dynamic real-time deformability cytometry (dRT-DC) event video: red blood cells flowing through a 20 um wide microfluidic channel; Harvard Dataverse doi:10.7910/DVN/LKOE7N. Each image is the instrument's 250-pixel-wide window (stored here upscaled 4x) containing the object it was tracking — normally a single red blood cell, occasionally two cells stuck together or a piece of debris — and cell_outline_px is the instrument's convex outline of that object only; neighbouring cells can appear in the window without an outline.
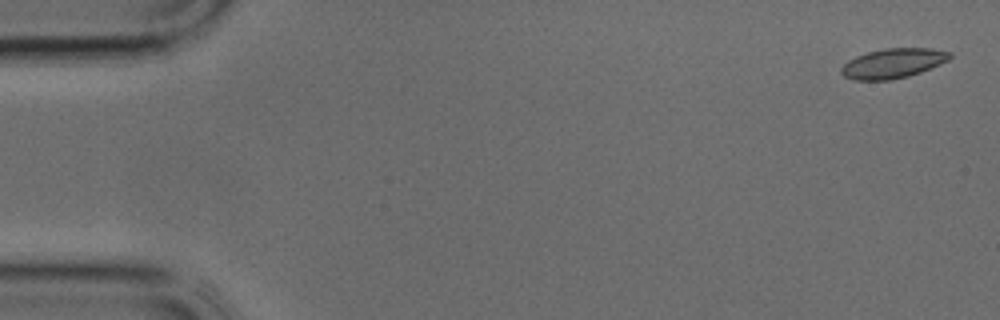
{"species": "common noctule bat (a hibernating species)", "species_latin": "Nyctalus noctula", "temperature_condition": "cold", "stored_images_in_passage": 6, "camera_frame_rate_fps": 3000, "um_per_image_px": 0.085, "animal": {"sex": "male", "body_mass_g": 17.9, "forearm_length_mm": 54.2}, "frame": {"image": 1, "passage_image": 1, "time_ms": 0.0, "image_size_px": [1000, 320], "cell_outline_px": [[952, 56], [948, 60], [940, 64], [920, 72], [908, 76], [892, 80], [852, 80], [844, 76], [840, 72], [840, 68], [848, 60], [856, 56], [868, 52], [884, 48], [932, 48], [952, 52]], "centroid_in_image_um": [75.9, 5.38], "position_along_channel_um": 9.1, "area_um2": 18.9}}